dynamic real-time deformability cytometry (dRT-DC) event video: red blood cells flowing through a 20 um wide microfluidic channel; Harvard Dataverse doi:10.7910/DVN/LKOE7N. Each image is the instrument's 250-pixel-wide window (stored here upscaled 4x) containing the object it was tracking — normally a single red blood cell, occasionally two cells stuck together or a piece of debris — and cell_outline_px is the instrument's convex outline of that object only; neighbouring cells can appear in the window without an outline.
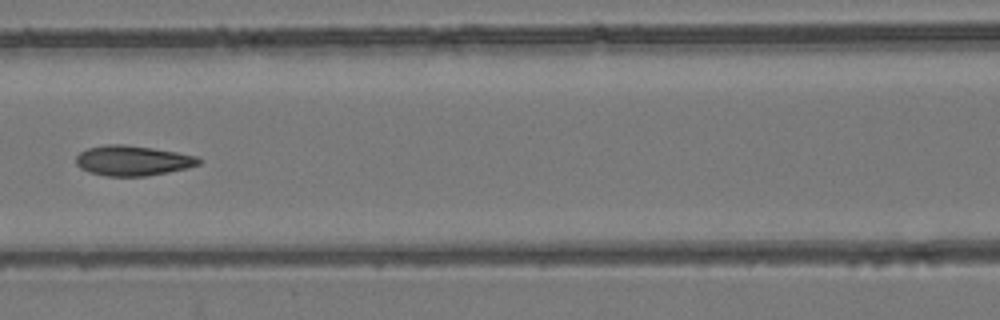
{"species": "common noctule bat (a hibernating species)", "species_latin": "Nyctalus noctula", "temperature_condition": "room temperature", "stored_images_in_passage": 9, "camera_frame_rate_fps": 3000, "um_per_image_px": 0.085, "animal": {"sex": "female", "body_mass_g": 24.6, "forearm_length_mm": 56.2}, "frame": {"image": 1, "passage_image": 8, "time_ms": 8.0, "image_size_px": [1000, 320], "cell_outline_px": [[204, 160], [200, 164], [188, 168], [168, 172], [144, 176], [108, 176], [88, 172], [80, 168], [76, 164], [76, 156], [80, 152], [88, 148], [108, 144], [120, 144], [152, 148], [176, 152], [196, 156]], "centroid_in_image_um": [11.29, 13.65], "position_along_channel_um": 155.3, "area_um2": 21.5}}
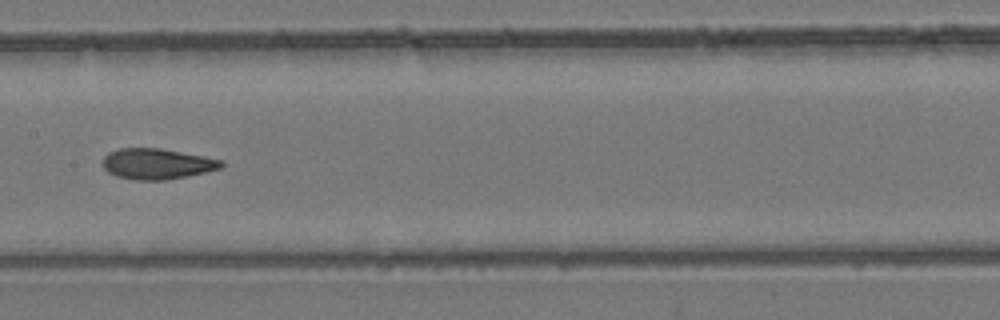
{"frame": {"image": 2, "passage_image": 9, "time_ms": 9.0, "image_size_px": [1000, 320], "cell_outline_px": [[224, 164], [220, 168], [188, 176], [164, 180], [136, 180], [116, 176], [108, 172], [104, 168], [104, 156], [108, 152], [120, 148], [160, 148], [204, 156], [224, 160]], "centroid_in_image_um": [13.35, 13.92], "position_along_channel_um": 194.1, "area_um2": 21.15}}